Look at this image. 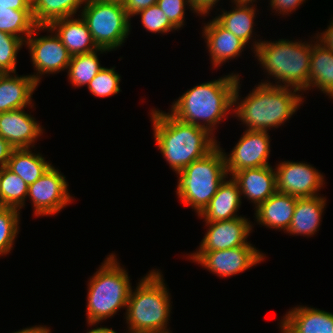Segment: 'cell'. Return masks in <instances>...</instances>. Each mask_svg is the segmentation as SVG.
<instances>
[{
	"instance_id": "1",
	"label": "cell",
	"mask_w": 333,
	"mask_h": 333,
	"mask_svg": "<svg viewBox=\"0 0 333 333\" xmlns=\"http://www.w3.org/2000/svg\"><path fill=\"white\" fill-rule=\"evenodd\" d=\"M240 75L233 94V114L250 131H267L284 125L303 105L301 91L259 82L243 100L239 97Z\"/></svg>"
},
{
	"instance_id": "2",
	"label": "cell",
	"mask_w": 333,
	"mask_h": 333,
	"mask_svg": "<svg viewBox=\"0 0 333 333\" xmlns=\"http://www.w3.org/2000/svg\"><path fill=\"white\" fill-rule=\"evenodd\" d=\"M238 78L239 74L231 73L188 89L172 102L169 113L182 122L206 129L216 138L217 124L232 114Z\"/></svg>"
},
{
	"instance_id": "3",
	"label": "cell",
	"mask_w": 333,
	"mask_h": 333,
	"mask_svg": "<svg viewBox=\"0 0 333 333\" xmlns=\"http://www.w3.org/2000/svg\"><path fill=\"white\" fill-rule=\"evenodd\" d=\"M150 115L156 145L175 173L203 158L218 145L206 129L182 122L169 112L152 108Z\"/></svg>"
},
{
	"instance_id": "4",
	"label": "cell",
	"mask_w": 333,
	"mask_h": 333,
	"mask_svg": "<svg viewBox=\"0 0 333 333\" xmlns=\"http://www.w3.org/2000/svg\"><path fill=\"white\" fill-rule=\"evenodd\" d=\"M159 269H152L129 294L125 318L126 333H171L167 328L172 302Z\"/></svg>"
},
{
	"instance_id": "5",
	"label": "cell",
	"mask_w": 333,
	"mask_h": 333,
	"mask_svg": "<svg viewBox=\"0 0 333 333\" xmlns=\"http://www.w3.org/2000/svg\"><path fill=\"white\" fill-rule=\"evenodd\" d=\"M261 68L275 81L262 83L283 87H292L305 92L309 84L311 41L279 39L262 40L253 52Z\"/></svg>"
},
{
	"instance_id": "6",
	"label": "cell",
	"mask_w": 333,
	"mask_h": 333,
	"mask_svg": "<svg viewBox=\"0 0 333 333\" xmlns=\"http://www.w3.org/2000/svg\"><path fill=\"white\" fill-rule=\"evenodd\" d=\"M115 253L109 254L87 284L86 323L96 326L126 308L131 291L130 276Z\"/></svg>"
},
{
	"instance_id": "7",
	"label": "cell",
	"mask_w": 333,
	"mask_h": 333,
	"mask_svg": "<svg viewBox=\"0 0 333 333\" xmlns=\"http://www.w3.org/2000/svg\"><path fill=\"white\" fill-rule=\"evenodd\" d=\"M176 195L199 215L215 195L219 185L228 177L225 156L220 142L201 159L177 171Z\"/></svg>"
},
{
	"instance_id": "8",
	"label": "cell",
	"mask_w": 333,
	"mask_h": 333,
	"mask_svg": "<svg viewBox=\"0 0 333 333\" xmlns=\"http://www.w3.org/2000/svg\"><path fill=\"white\" fill-rule=\"evenodd\" d=\"M80 12L98 48L114 51L126 42L132 28L122 2L88 0Z\"/></svg>"
},
{
	"instance_id": "9",
	"label": "cell",
	"mask_w": 333,
	"mask_h": 333,
	"mask_svg": "<svg viewBox=\"0 0 333 333\" xmlns=\"http://www.w3.org/2000/svg\"><path fill=\"white\" fill-rule=\"evenodd\" d=\"M39 31H47L51 35L39 36ZM29 49L34 74H30L39 85L45 74H56L67 71L71 55L61 39L48 26H37L25 41ZM36 73V74H35Z\"/></svg>"
},
{
	"instance_id": "10",
	"label": "cell",
	"mask_w": 333,
	"mask_h": 333,
	"mask_svg": "<svg viewBox=\"0 0 333 333\" xmlns=\"http://www.w3.org/2000/svg\"><path fill=\"white\" fill-rule=\"evenodd\" d=\"M188 259L220 278L235 276L264 261L266 255L253 244L216 251H194Z\"/></svg>"
},
{
	"instance_id": "11",
	"label": "cell",
	"mask_w": 333,
	"mask_h": 333,
	"mask_svg": "<svg viewBox=\"0 0 333 333\" xmlns=\"http://www.w3.org/2000/svg\"><path fill=\"white\" fill-rule=\"evenodd\" d=\"M53 165L37 181L28 186L27 198L33 206L34 216H52L73 203L68 182Z\"/></svg>"
},
{
	"instance_id": "12",
	"label": "cell",
	"mask_w": 333,
	"mask_h": 333,
	"mask_svg": "<svg viewBox=\"0 0 333 333\" xmlns=\"http://www.w3.org/2000/svg\"><path fill=\"white\" fill-rule=\"evenodd\" d=\"M274 168L277 192L297 198L319 196L325 180L323 173L313 165L303 162L280 161Z\"/></svg>"
},
{
	"instance_id": "13",
	"label": "cell",
	"mask_w": 333,
	"mask_h": 333,
	"mask_svg": "<svg viewBox=\"0 0 333 333\" xmlns=\"http://www.w3.org/2000/svg\"><path fill=\"white\" fill-rule=\"evenodd\" d=\"M243 133L230 154L223 150L227 174L230 176L245 168L270 165L268 162L271 152L269 132L245 130Z\"/></svg>"
},
{
	"instance_id": "14",
	"label": "cell",
	"mask_w": 333,
	"mask_h": 333,
	"mask_svg": "<svg viewBox=\"0 0 333 333\" xmlns=\"http://www.w3.org/2000/svg\"><path fill=\"white\" fill-rule=\"evenodd\" d=\"M208 227L196 251L226 250L250 244L247 240L253 225L245 216L238 218L205 222Z\"/></svg>"
},
{
	"instance_id": "15",
	"label": "cell",
	"mask_w": 333,
	"mask_h": 333,
	"mask_svg": "<svg viewBox=\"0 0 333 333\" xmlns=\"http://www.w3.org/2000/svg\"><path fill=\"white\" fill-rule=\"evenodd\" d=\"M25 108L0 113V136L14 149L34 148L44 129Z\"/></svg>"
},
{
	"instance_id": "16",
	"label": "cell",
	"mask_w": 333,
	"mask_h": 333,
	"mask_svg": "<svg viewBox=\"0 0 333 333\" xmlns=\"http://www.w3.org/2000/svg\"><path fill=\"white\" fill-rule=\"evenodd\" d=\"M202 37L211 58L212 69L221 67L228 60H234L244 52L246 43L223 28L213 17L204 23ZM236 57V58H235Z\"/></svg>"
},
{
	"instance_id": "17",
	"label": "cell",
	"mask_w": 333,
	"mask_h": 333,
	"mask_svg": "<svg viewBox=\"0 0 333 333\" xmlns=\"http://www.w3.org/2000/svg\"><path fill=\"white\" fill-rule=\"evenodd\" d=\"M232 178L239 186L241 197L253 203L254 209L277 192L276 172L271 165L245 168L235 172Z\"/></svg>"
},
{
	"instance_id": "18",
	"label": "cell",
	"mask_w": 333,
	"mask_h": 333,
	"mask_svg": "<svg viewBox=\"0 0 333 333\" xmlns=\"http://www.w3.org/2000/svg\"><path fill=\"white\" fill-rule=\"evenodd\" d=\"M279 322L281 333H333V313L298 305Z\"/></svg>"
},
{
	"instance_id": "19",
	"label": "cell",
	"mask_w": 333,
	"mask_h": 333,
	"mask_svg": "<svg viewBox=\"0 0 333 333\" xmlns=\"http://www.w3.org/2000/svg\"><path fill=\"white\" fill-rule=\"evenodd\" d=\"M38 87L31 75L4 73L0 76V113L34 107L33 93Z\"/></svg>"
},
{
	"instance_id": "20",
	"label": "cell",
	"mask_w": 333,
	"mask_h": 333,
	"mask_svg": "<svg viewBox=\"0 0 333 333\" xmlns=\"http://www.w3.org/2000/svg\"><path fill=\"white\" fill-rule=\"evenodd\" d=\"M227 177L218 187L217 192L211 198L209 204L198 215L199 218L204 219V222L224 221L238 216L242 204V197L237 182L232 176Z\"/></svg>"
},
{
	"instance_id": "21",
	"label": "cell",
	"mask_w": 333,
	"mask_h": 333,
	"mask_svg": "<svg viewBox=\"0 0 333 333\" xmlns=\"http://www.w3.org/2000/svg\"><path fill=\"white\" fill-rule=\"evenodd\" d=\"M61 39L71 56L87 54L98 49L82 17H66L53 21L49 26Z\"/></svg>"
},
{
	"instance_id": "22",
	"label": "cell",
	"mask_w": 333,
	"mask_h": 333,
	"mask_svg": "<svg viewBox=\"0 0 333 333\" xmlns=\"http://www.w3.org/2000/svg\"><path fill=\"white\" fill-rule=\"evenodd\" d=\"M297 199L289 194L274 193L255 209L256 222L285 233L291 224Z\"/></svg>"
},
{
	"instance_id": "23",
	"label": "cell",
	"mask_w": 333,
	"mask_h": 333,
	"mask_svg": "<svg viewBox=\"0 0 333 333\" xmlns=\"http://www.w3.org/2000/svg\"><path fill=\"white\" fill-rule=\"evenodd\" d=\"M235 5L230 11H225L223 8L220 10L221 14L215 16V20L226 30L233 33L236 37L240 38L247 45L252 42V52L255 51L262 41L261 39H255L253 36L254 32V20L258 10L256 11L257 5L254 3H233ZM256 6V7H255ZM253 37V39H252ZM255 40V41H254ZM249 43V44H248Z\"/></svg>"
},
{
	"instance_id": "24",
	"label": "cell",
	"mask_w": 333,
	"mask_h": 333,
	"mask_svg": "<svg viewBox=\"0 0 333 333\" xmlns=\"http://www.w3.org/2000/svg\"><path fill=\"white\" fill-rule=\"evenodd\" d=\"M326 197L321 195L314 197L298 198L291 224L286 233L290 235L313 236L319 231L322 215L326 208Z\"/></svg>"
},
{
	"instance_id": "25",
	"label": "cell",
	"mask_w": 333,
	"mask_h": 333,
	"mask_svg": "<svg viewBox=\"0 0 333 333\" xmlns=\"http://www.w3.org/2000/svg\"><path fill=\"white\" fill-rule=\"evenodd\" d=\"M314 43V44H313ZM314 87L333 99V51L327 49L318 40H312L309 84L307 90Z\"/></svg>"
},
{
	"instance_id": "26",
	"label": "cell",
	"mask_w": 333,
	"mask_h": 333,
	"mask_svg": "<svg viewBox=\"0 0 333 333\" xmlns=\"http://www.w3.org/2000/svg\"><path fill=\"white\" fill-rule=\"evenodd\" d=\"M52 164L31 148L14 149L7 168L18 175L28 186L45 174Z\"/></svg>"
},
{
	"instance_id": "27",
	"label": "cell",
	"mask_w": 333,
	"mask_h": 333,
	"mask_svg": "<svg viewBox=\"0 0 333 333\" xmlns=\"http://www.w3.org/2000/svg\"><path fill=\"white\" fill-rule=\"evenodd\" d=\"M87 2L88 0H32L33 19L37 26H49L58 19L75 18V14Z\"/></svg>"
},
{
	"instance_id": "28",
	"label": "cell",
	"mask_w": 333,
	"mask_h": 333,
	"mask_svg": "<svg viewBox=\"0 0 333 333\" xmlns=\"http://www.w3.org/2000/svg\"><path fill=\"white\" fill-rule=\"evenodd\" d=\"M110 52L104 48H98L96 51L71 56L70 63L67 68V77L74 87L87 86L90 81L103 68L100 65L99 55Z\"/></svg>"
},
{
	"instance_id": "29",
	"label": "cell",
	"mask_w": 333,
	"mask_h": 333,
	"mask_svg": "<svg viewBox=\"0 0 333 333\" xmlns=\"http://www.w3.org/2000/svg\"><path fill=\"white\" fill-rule=\"evenodd\" d=\"M37 27L32 10L0 7V31L21 38L24 42Z\"/></svg>"
},
{
	"instance_id": "30",
	"label": "cell",
	"mask_w": 333,
	"mask_h": 333,
	"mask_svg": "<svg viewBox=\"0 0 333 333\" xmlns=\"http://www.w3.org/2000/svg\"><path fill=\"white\" fill-rule=\"evenodd\" d=\"M1 207L15 208L19 211L25 207L28 185L7 167H2Z\"/></svg>"
},
{
	"instance_id": "31",
	"label": "cell",
	"mask_w": 333,
	"mask_h": 333,
	"mask_svg": "<svg viewBox=\"0 0 333 333\" xmlns=\"http://www.w3.org/2000/svg\"><path fill=\"white\" fill-rule=\"evenodd\" d=\"M20 213L18 209L0 207V256L11 253L19 234Z\"/></svg>"
},
{
	"instance_id": "32",
	"label": "cell",
	"mask_w": 333,
	"mask_h": 333,
	"mask_svg": "<svg viewBox=\"0 0 333 333\" xmlns=\"http://www.w3.org/2000/svg\"><path fill=\"white\" fill-rule=\"evenodd\" d=\"M121 76L112 68L103 67L98 74L90 81L87 88L92 95L99 98L116 95L121 91Z\"/></svg>"
},
{
	"instance_id": "33",
	"label": "cell",
	"mask_w": 333,
	"mask_h": 333,
	"mask_svg": "<svg viewBox=\"0 0 333 333\" xmlns=\"http://www.w3.org/2000/svg\"><path fill=\"white\" fill-rule=\"evenodd\" d=\"M25 42L12 34L0 31V72L16 73L17 54Z\"/></svg>"
},
{
	"instance_id": "34",
	"label": "cell",
	"mask_w": 333,
	"mask_h": 333,
	"mask_svg": "<svg viewBox=\"0 0 333 333\" xmlns=\"http://www.w3.org/2000/svg\"><path fill=\"white\" fill-rule=\"evenodd\" d=\"M141 17V24L146 31L151 33L166 34L173 30L178 29L169 21L164 12L157 6L152 5L148 8L142 9L135 16Z\"/></svg>"
},
{
	"instance_id": "35",
	"label": "cell",
	"mask_w": 333,
	"mask_h": 333,
	"mask_svg": "<svg viewBox=\"0 0 333 333\" xmlns=\"http://www.w3.org/2000/svg\"><path fill=\"white\" fill-rule=\"evenodd\" d=\"M156 4L178 30L185 25L186 6L195 14L189 0H158Z\"/></svg>"
},
{
	"instance_id": "36",
	"label": "cell",
	"mask_w": 333,
	"mask_h": 333,
	"mask_svg": "<svg viewBox=\"0 0 333 333\" xmlns=\"http://www.w3.org/2000/svg\"><path fill=\"white\" fill-rule=\"evenodd\" d=\"M270 8L277 14L286 16L296 11L305 0H269Z\"/></svg>"
},
{
	"instance_id": "37",
	"label": "cell",
	"mask_w": 333,
	"mask_h": 333,
	"mask_svg": "<svg viewBox=\"0 0 333 333\" xmlns=\"http://www.w3.org/2000/svg\"><path fill=\"white\" fill-rule=\"evenodd\" d=\"M158 0H123L122 4L127 16L131 19L142 9L155 5Z\"/></svg>"
},
{
	"instance_id": "38",
	"label": "cell",
	"mask_w": 333,
	"mask_h": 333,
	"mask_svg": "<svg viewBox=\"0 0 333 333\" xmlns=\"http://www.w3.org/2000/svg\"><path fill=\"white\" fill-rule=\"evenodd\" d=\"M192 10L199 16H207L219 0H189Z\"/></svg>"
},
{
	"instance_id": "39",
	"label": "cell",
	"mask_w": 333,
	"mask_h": 333,
	"mask_svg": "<svg viewBox=\"0 0 333 333\" xmlns=\"http://www.w3.org/2000/svg\"><path fill=\"white\" fill-rule=\"evenodd\" d=\"M329 24L330 25H328V27L325 31L323 30V32H318V33H316L315 37H311V38H313V39L315 38L322 45H324L327 49H330L331 51H333V19Z\"/></svg>"
},
{
	"instance_id": "40",
	"label": "cell",
	"mask_w": 333,
	"mask_h": 333,
	"mask_svg": "<svg viewBox=\"0 0 333 333\" xmlns=\"http://www.w3.org/2000/svg\"><path fill=\"white\" fill-rule=\"evenodd\" d=\"M14 147L0 136V167H7Z\"/></svg>"
},
{
	"instance_id": "41",
	"label": "cell",
	"mask_w": 333,
	"mask_h": 333,
	"mask_svg": "<svg viewBox=\"0 0 333 333\" xmlns=\"http://www.w3.org/2000/svg\"><path fill=\"white\" fill-rule=\"evenodd\" d=\"M0 7L15 10H32V0H0Z\"/></svg>"
},
{
	"instance_id": "42",
	"label": "cell",
	"mask_w": 333,
	"mask_h": 333,
	"mask_svg": "<svg viewBox=\"0 0 333 333\" xmlns=\"http://www.w3.org/2000/svg\"><path fill=\"white\" fill-rule=\"evenodd\" d=\"M50 327H46V326H41V325H36V326H31V327H27V328H23L21 330L18 331H14L12 333H51L50 331Z\"/></svg>"
},
{
	"instance_id": "43",
	"label": "cell",
	"mask_w": 333,
	"mask_h": 333,
	"mask_svg": "<svg viewBox=\"0 0 333 333\" xmlns=\"http://www.w3.org/2000/svg\"><path fill=\"white\" fill-rule=\"evenodd\" d=\"M86 333H117V332L115 330H113L112 328L96 326V328H93V329L91 328L89 331L87 330Z\"/></svg>"
},
{
	"instance_id": "44",
	"label": "cell",
	"mask_w": 333,
	"mask_h": 333,
	"mask_svg": "<svg viewBox=\"0 0 333 333\" xmlns=\"http://www.w3.org/2000/svg\"><path fill=\"white\" fill-rule=\"evenodd\" d=\"M257 0H231V3H255Z\"/></svg>"
},
{
	"instance_id": "45",
	"label": "cell",
	"mask_w": 333,
	"mask_h": 333,
	"mask_svg": "<svg viewBox=\"0 0 333 333\" xmlns=\"http://www.w3.org/2000/svg\"><path fill=\"white\" fill-rule=\"evenodd\" d=\"M1 174H2V168L0 167V179H1ZM1 186V183H0ZM0 207H1V188H0Z\"/></svg>"
},
{
	"instance_id": "46",
	"label": "cell",
	"mask_w": 333,
	"mask_h": 333,
	"mask_svg": "<svg viewBox=\"0 0 333 333\" xmlns=\"http://www.w3.org/2000/svg\"><path fill=\"white\" fill-rule=\"evenodd\" d=\"M98 1H119V2H122L123 0H98Z\"/></svg>"
}]
</instances>
